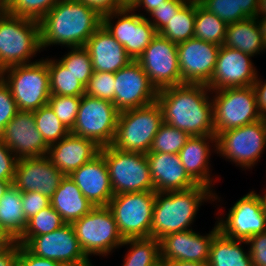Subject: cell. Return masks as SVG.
<instances>
[{
  "instance_id": "1",
  "label": "cell",
  "mask_w": 266,
  "mask_h": 266,
  "mask_svg": "<svg viewBox=\"0 0 266 266\" xmlns=\"http://www.w3.org/2000/svg\"><path fill=\"white\" fill-rule=\"evenodd\" d=\"M163 122L190 136L215 135L211 90L204 84L183 83L158 91Z\"/></svg>"
},
{
  "instance_id": "2",
  "label": "cell",
  "mask_w": 266,
  "mask_h": 266,
  "mask_svg": "<svg viewBox=\"0 0 266 266\" xmlns=\"http://www.w3.org/2000/svg\"><path fill=\"white\" fill-rule=\"evenodd\" d=\"M39 24L41 50L46 54L53 46L58 50L84 47L102 25V16L84 3L59 0Z\"/></svg>"
},
{
  "instance_id": "3",
  "label": "cell",
  "mask_w": 266,
  "mask_h": 266,
  "mask_svg": "<svg viewBox=\"0 0 266 266\" xmlns=\"http://www.w3.org/2000/svg\"><path fill=\"white\" fill-rule=\"evenodd\" d=\"M213 197L214 191L201 184L182 191L156 192L150 237L160 240L171 233L198 228L199 211L207 204L212 206Z\"/></svg>"
},
{
  "instance_id": "4",
  "label": "cell",
  "mask_w": 266,
  "mask_h": 266,
  "mask_svg": "<svg viewBox=\"0 0 266 266\" xmlns=\"http://www.w3.org/2000/svg\"><path fill=\"white\" fill-rule=\"evenodd\" d=\"M257 191L254 187L249 189L248 192L229 204L231 207L224 206L228 202L223 200V195L219 193L221 191L214 192L212 206L213 209L216 208L214 219L223 235L247 241L253 235L266 232V213Z\"/></svg>"
},
{
  "instance_id": "5",
  "label": "cell",
  "mask_w": 266,
  "mask_h": 266,
  "mask_svg": "<svg viewBox=\"0 0 266 266\" xmlns=\"http://www.w3.org/2000/svg\"><path fill=\"white\" fill-rule=\"evenodd\" d=\"M40 24L38 20L0 13V69L39 61ZM38 56V58H37ZM37 58V59H36Z\"/></svg>"
},
{
  "instance_id": "6",
  "label": "cell",
  "mask_w": 266,
  "mask_h": 266,
  "mask_svg": "<svg viewBox=\"0 0 266 266\" xmlns=\"http://www.w3.org/2000/svg\"><path fill=\"white\" fill-rule=\"evenodd\" d=\"M216 149L217 157L252 173L266 153V119L217 134Z\"/></svg>"
},
{
  "instance_id": "7",
  "label": "cell",
  "mask_w": 266,
  "mask_h": 266,
  "mask_svg": "<svg viewBox=\"0 0 266 266\" xmlns=\"http://www.w3.org/2000/svg\"><path fill=\"white\" fill-rule=\"evenodd\" d=\"M79 245L88 259H108L124 242L114 215L108 206L94 207L72 223ZM114 253V254H113Z\"/></svg>"
},
{
  "instance_id": "8",
  "label": "cell",
  "mask_w": 266,
  "mask_h": 266,
  "mask_svg": "<svg viewBox=\"0 0 266 266\" xmlns=\"http://www.w3.org/2000/svg\"><path fill=\"white\" fill-rule=\"evenodd\" d=\"M162 123L163 113L157 101L119 112L111 145L123 151L147 154Z\"/></svg>"
},
{
  "instance_id": "9",
  "label": "cell",
  "mask_w": 266,
  "mask_h": 266,
  "mask_svg": "<svg viewBox=\"0 0 266 266\" xmlns=\"http://www.w3.org/2000/svg\"><path fill=\"white\" fill-rule=\"evenodd\" d=\"M2 79L19 110L34 112L47 105L51 96L50 80L47 63L42 58L31 64L4 69Z\"/></svg>"
},
{
  "instance_id": "10",
  "label": "cell",
  "mask_w": 266,
  "mask_h": 266,
  "mask_svg": "<svg viewBox=\"0 0 266 266\" xmlns=\"http://www.w3.org/2000/svg\"><path fill=\"white\" fill-rule=\"evenodd\" d=\"M107 164L114 195L155 191L145 153L123 151L109 145L100 148Z\"/></svg>"
},
{
  "instance_id": "11",
  "label": "cell",
  "mask_w": 266,
  "mask_h": 266,
  "mask_svg": "<svg viewBox=\"0 0 266 266\" xmlns=\"http://www.w3.org/2000/svg\"><path fill=\"white\" fill-rule=\"evenodd\" d=\"M215 136L262 119L252 86L211 91Z\"/></svg>"
},
{
  "instance_id": "12",
  "label": "cell",
  "mask_w": 266,
  "mask_h": 266,
  "mask_svg": "<svg viewBox=\"0 0 266 266\" xmlns=\"http://www.w3.org/2000/svg\"><path fill=\"white\" fill-rule=\"evenodd\" d=\"M155 191L114 195L108 207L112 211L123 239L149 238Z\"/></svg>"
},
{
  "instance_id": "13",
  "label": "cell",
  "mask_w": 266,
  "mask_h": 266,
  "mask_svg": "<svg viewBox=\"0 0 266 266\" xmlns=\"http://www.w3.org/2000/svg\"><path fill=\"white\" fill-rule=\"evenodd\" d=\"M118 115L114 103L84 94L70 133L91 139L99 147L109 146L115 137Z\"/></svg>"
},
{
  "instance_id": "14",
  "label": "cell",
  "mask_w": 266,
  "mask_h": 266,
  "mask_svg": "<svg viewBox=\"0 0 266 266\" xmlns=\"http://www.w3.org/2000/svg\"><path fill=\"white\" fill-rule=\"evenodd\" d=\"M102 25L124 46L132 60H137L158 34L149 20L131 7L103 15Z\"/></svg>"
},
{
  "instance_id": "15",
  "label": "cell",
  "mask_w": 266,
  "mask_h": 266,
  "mask_svg": "<svg viewBox=\"0 0 266 266\" xmlns=\"http://www.w3.org/2000/svg\"><path fill=\"white\" fill-rule=\"evenodd\" d=\"M137 61L158 91L182 84L177 44L169 39L157 34Z\"/></svg>"
},
{
  "instance_id": "16",
  "label": "cell",
  "mask_w": 266,
  "mask_h": 266,
  "mask_svg": "<svg viewBox=\"0 0 266 266\" xmlns=\"http://www.w3.org/2000/svg\"><path fill=\"white\" fill-rule=\"evenodd\" d=\"M209 231L203 233L197 228L176 232L162 237L160 241L161 261H194L207 264L211 244L219 227L214 221Z\"/></svg>"
},
{
  "instance_id": "17",
  "label": "cell",
  "mask_w": 266,
  "mask_h": 266,
  "mask_svg": "<svg viewBox=\"0 0 266 266\" xmlns=\"http://www.w3.org/2000/svg\"><path fill=\"white\" fill-rule=\"evenodd\" d=\"M254 59L237 49L220 46L214 72L206 86L211 91L252 86L259 72Z\"/></svg>"
},
{
  "instance_id": "18",
  "label": "cell",
  "mask_w": 266,
  "mask_h": 266,
  "mask_svg": "<svg viewBox=\"0 0 266 266\" xmlns=\"http://www.w3.org/2000/svg\"><path fill=\"white\" fill-rule=\"evenodd\" d=\"M114 105L119 112L149 105L157 101L158 90L137 60L114 73Z\"/></svg>"
},
{
  "instance_id": "19",
  "label": "cell",
  "mask_w": 266,
  "mask_h": 266,
  "mask_svg": "<svg viewBox=\"0 0 266 266\" xmlns=\"http://www.w3.org/2000/svg\"><path fill=\"white\" fill-rule=\"evenodd\" d=\"M216 136H190L178 153L188 175L197 183L217 191L215 187L221 183V174L214 172L213 156H216ZM212 156V157H211ZM213 160V161H212ZM213 164H212V163Z\"/></svg>"
},
{
  "instance_id": "20",
  "label": "cell",
  "mask_w": 266,
  "mask_h": 266,
  "mask_svg": "<svg viewBox=\"0 0 266 266\" xmlns=\"http://www.w3.org/2000/svg\"><path fill=\"white\" fill-rule=\"evenodd\" d=\"M220 46L191 38L177 44L178 63L183 83L207 85L214 72Z\"/></svg>"
},
{
  "instance_id": "21",
  "label": "cell",
  "mask_w": 266,
  "mask_h": 266,
  "mask_svg": "<svg viewBox=\"0 0 266 266\" xmlns=\"http://www.w3.org/2000/svg\"><path fill=\"white\" fill-rule=\"evenodd\" d=\"M25 247L35 256L62 263L77 265L89 260L83 253L72 224L39 236H34Z\"/></svg>"
},
{
  "instance_id": "22",
  "label": "cell",
  "mask_w": 266,
  "mask_h": 266,
  "mask_svg": "<svg viewBox=\"0 0 266 266\" xmlns=\"http://www.w3.org/2000/svg\"><path fill=\"white\" fill-rule=\"evenodd\" d=\"M0 138L18 159L48 154L49 146L36 128L32 111L19 110L4 127Z\"/></svg>"
},
{
  "instance_id": "23",
  "label": "cell",
  "mask_w": 266,
  "mask_h": 266,
  "mask_svg": "<svg viewBox=\"0 0 266 266\" xmlns=\"http://www.w3.org/2000/svg\"><path fill=\"white\" fill-rule=\"evenodd\" d=\"M65 175L56 168L47 155L19 158L13 185L21 192H39L51 198Z\"/></svg>"
},
{
  "instance_id": "24",
  "label": "cell",
  "mask_w": 266,
  "mask_h": 266,
  "mask_svg": "<svg viewBox=\"0 0 266 266\" xmlns=\"http://www.w3.org/2000/svg\"><path fill=\"white\" fill-rule=\"evenodd\" d=\"M69 177L94 207L108 206L114 196L107 164L101 153L74 170Z\"/></svg>"
},
{
  "instance_id": "25",
  "label": "cell",
  "mask_w": 266,
  "mask_h": 266,
  "mask_svg": "<svg viewBox=\"0 0 266 266\" xmlns=\"http://www.w3.org/2000/svg\"><path fill=\"white\" fill-rule=\"evenodd\" d=\"M155 192L182 191L198 185L186 172L178 154H146Z\"/></svg>"
},
{
  "instance_id": "26",
  "label": "cell",
  "mask_w": 266,
  "mask_h": 266,
  "mask_svg": "<svg viewBox=\"0 0 266 266\" xmlns=\"http://www.w3.org/2000/svg\"><path fill=\"white\" fill-rule=\"evenodd\" d=\"M93 140L69 133L59 142L49 146L48 154L52 164L65 176L91 161L100 153Z\"/></svg>"
},
{
  "instance_id": "27",
  "label": "cell",
  "mask_w": 266,
  "mask_h": 266,
  "mask_svg": "<svg viewBox=\"0 0 266 266\" xmlns=\"http://www.w3.org/2000/svg\"><path fill=\"white\" fill-rule=\"evenodd\" d=\"M84 48L89 53L94 71L115 73L132 61L124 46L103 25L88 39Z\"/></svg>"
},
{
  "instance_id": "28",
  "label": "cell",
  "mask_w": 266,
  "mask_h": 266,
  "mask_svg": "<svg viewBox=\"0 0 266 266\" xmlns=\"http://www.w3.org/2000/svg\"><path fill=\"white\" fill-rule=\"evenodd\" d=\"M223 46L237 49L254 58L266 54L261 25L256 17L227 25Z\"/></svg>"
},
{
  "instance_id": "29",
  "label": "cell",
  "mask_w": 266,
  "mask_h": 266,
  "mask_svg": "<svg viewBox=\"0 0 266 266\" xmlns=\"http://www.w3.org/2000/svg\"><path fill=\"white\" fill-rule=\"evenodd\" d=\"M50 202L66 224H72L94 208L69 176L61 180Z\"/></svg>"
},
{
  "instance_id": "30",
  "label": "cell",
  "mask_w": 266,
  "mask_h": 266,
  "mask_svg": "<svg viewBox=\"0 0 266 266\" xmlns=\"http://www.w3.org/2000/svg\"><path fill=\"white\" fill-rule=\"evenodd\" d=\"M207 266H253L247 241L219 231L213 238Z\"/></svg>"
},
{
  "instance_id": "31",
  "label": "cell",
  "mask_w": 266,
  "mask_h": 266,
  "mask_svg": "<svg viewBox=\"0 0 266 266\" xmlns=\"http://www.w3.org/2000/svg\"><path fill=\"white\" fill-rule=\"evenodd\" d=\"M22 206V192L11 184L0 200V229L11 240H17L27 225Z\"/></svg>"
},
{
  "instance_id": "32",
  "label": "cell",
  "mask_w": 266,
  "mask_h": 266,
  "mask_svg": "<svg viewBox=\"0 0 266 266\" xmlns=\"http://www.w3.org/2000/svg\"><path fill=\"white\" fill-rule=\"evenodd\" d=\"M124 249L119 266H159L160 241L155 238L125 239L119 251Z\"/></svg>"
},
{
  "instance_id": "33",
  "label": "cell",
  "mask_w": 266,
  "mask_h": 266,
  "mask_svg": "<svg viewBox=\"0 0 266 266\" xmlns=\"http://www.w3.org/2000/svg\"><path fill=\"white\" fill-rule=\"evenodd\" d=\"M41 58L47 63L51 94L76 97L85 94V86L54 55H42Z\"/></svg>"
},
{
  "instance_id": "34",
  "label": "cell",
  "mask_w": 266,
  "mask_h": 266,
  "mask_svg": "<svg viewBox=\"0 0 266 266\" xmlns=\"http://www.w3.org/2000/svg\"><path fill=\"white\" fill-rule=\"evenodd\" d=\"M196 3L188 1L158 34L178 44L194 38Z\"/></svg>"
},
{
  "instance_id": "35",
  "label": "cell",
  "mask_w": 266,
  "mask_h": 266,
  "mask_svg": "<svg viewBox=\"0 0 266 266\" xmlns=\"http://www.w3.org/2000/svg\"><path fill=\"white\" fill-rule=\"evenodd\" d=\"M226 28L223 20L196 3L194 38L222 46Z\"/></svg>"
},
{
  "instance_id": "36",
  "label": "cell",
  "mask_w": 266,
  "mask_h": 266,
  "mask_svg": "<svg viewBox=\"0 0 266 266\" xmlns=\"http://www.w3.org/2000/svg\"><path fill=\"white\" fill-rule=\"evenodd\" d=\"M64 224L61 215L50 205L27 220L23 234L16 241L25 246L34 236L53 232Z\"/></svg>"
},
{
  "instance_id": "37",
  "label": "cell",
  "mask_w": 266,
  "mask_h": 266,
  "mask_svg": "<svg viewBox=\"0 0 266 266\" xmlns=\"http://www.w3.org/2000/svg\"><path fill=\"white\" fill-rule=\"evenodd\" d=\"M64 49L66 50L65 52L59 51L63 55L57 52V55L55 54L54 56L86 87L94 72L88 51L84 47Z\"/></svg>"
},
{
  "instance_id": "38",
  "label": "cell",
  "mask_w": 266,
  "mask_h": 266,
  "mask_svg": "<svg viewBox=\"0 0 266 266\" xmlns=\"http://www.w3.org/2000/svg\"><path fill=\"white\" fill-rule=\"evenodd\" d=\"M33 113L36 128L48 146L59 142L70 133L48 104Z\"/></svg>"
},
{
  "instance_id": "39",
  "label": "cell",
  "mask_w": 266,
  "mask_h": 266,
  "mask_svg": "<svg viewBox=\"0 0 266 266\" xmlns=\"http://www.w3.org/2000/svg\"><path fill=\"white\" fill-rule=\"evenodd\" d=\"M190 135L163 122L156 133L149 152L178 154Z\"/></svg>"
},
{
  "instance_id": "40",
  "label": "cell",
  "mask_w": 266,
  "mask_h": 266,
  "mask_svg": "<svg viewBox=\"0 0 266 266\" xmlns=\"http://www.w3.org/2000/svg\"><path fill=\"white\" fill-rule=\"evenodd\" d=\"M59 0H4L3 10L11 15L40 21Z\"/></svg>"
},
{
  "instance_id": "41",
  "label": "cell",
  "mask_w": 266,
  "mask_h": 266,
  "mask_svg": "<svg viewBox=\"0 0 266 266\" xmlns=\"http://www.w3.org/2000/svg\"><path fill=\"white\" fill-rule=\"evenodd\" d=\"M80 102L81 97L51 94L47 104L63 125L71 131L76 122Z\"/></svg>"
},
{
  "instance_id": "42",
  "label": "cell",
  "mask_w": 266,
  "mask_h": 266,
  "mask_svg": "<svg viewBox=\"0 0 266 266\" xmlns=\"http://www.w3.org/2000/svg\"><path fill=\"white\" fill-rule=\"evenodd\" d=\"M115 84L114 73L94 71L85 87V94L114 103Z\"/></svg>"
},
{
  "instance_id": "43",
  "label": "cell",
  "mask_w": 266,
  "mask_h": 266,
  "mask_svg": "<svg viewBox=\"0 0 266 266\" xmlns=\"http://www.w3.org/2000/svg\"><path fill=\"white\" fill-rule=\"evenodd\" d=\"M200 5L227 25L249 18L242 10H238L235 0H203Z\"/></svg>"
},
{
  "instance_id": "44",
  "label": "cell",
  "mask_w": 266,
  "mask_h": 266,
  "mask_svg": "<svg viewBox=\"0 0 266 266\" xmlns=\"http://www.w3.org/2000/svg\"><path fill=\"white\" fill-rule=\"evenodd\" d=\"M187 2V0H167L165 4H161L146 18L155 27L156 31L159 32Z\"/></svg>"
},
{
  "instance_id": "45",
  "label": "cell",
  "mask_w": 266,
  "mask_h": 266,
  "mask_svg": "<svg viewBox=\"0 0 266 266\" xmlns=\"http://www.w3.org/2000/svg\"><path fill=\"white\" fill-rule=\"evenodd\" d=\"M18 111L9 87L0 79V133Z\"/></svg>"
},
{
  "instance_id": "46",
  "label": "cell",
  "mask_w": 266,
  "mask_h": 266,
  "mask_svg": "<svg viewBox=\"0 0 266 266\" xmlns=\"http://www.w3.org/2000/svg\"><path fill=\"white\" fill-rule=\"evenodd\" d=\"M22 209L28 220L42 209L51 205L50 198L39 192H22Z\"/></svg>"
},
{
  "instance_id": "47",
  "label": "cell",
  "mask_w": 266,
  "mask_h": 266,
  "mask_svg": "<svg viewBox=\"0 0 266 266\" xmlns=\"http://www.w3.org/2000/svg\"><path fill=\"white\" fill-rule=\"evenodd\" d=\"M247 244L253 266H266V232L253 235Z\"/></svg>"
},
{
  "instance_id": "48",
  "label": "cell",
  "mask_w": 266,
  "mask_h": 266,
  "mask_svg": "<svg viewBox=\"0 0 266 266\" xmlns=\"http://www.w3.org/2000/svg\"><path fill=\"white\" fill-rule=\"evenodd\" d=\"M18 158L0 138V180L13 181Z\"/></svg>"
},
{
  "instance_id": "49",
  "label": "cell",
  "mask_w": 266,
  "mask_h": 266,
  "mask_svg": "<svg viewBox=\"0 0 266 266\" xmlns=\"http://www.w3.org/2000/svg\"><path fill=\"white\" fill-rule=\"evenodd\" d=\"M17 266H64L54 260L41 258L32 254L24 245L20 244Z\"/></svg>"
},
{
  "instance_id": "50",
  "label": "cell",
  "mask_w": 266,
  "mask_h": 266,
  "mask_svg": "<svg viewBox=\"0 0 266 266\" xmlns=\"http://www.w3.org/2000/svg\"><path fill=\"white\" fill-rule=\"evenodd\" d=\"M96 10L101 16L122 10L126 6L120 0H75Z\"/></svg>"
},
{
  "instance_id": "51",
  "label": "cell",
  "mask_w": 266,
  "mask_h": 266,
  "mask_svg": "<svg viewBox=\"0 0 266 266\" xmlns=\"http://www.w3.org/2000/svg\"><path fill=\"white\" fill-rule=\"evenodd\" d=\"M252 87L256 94L259 114L263 119H266V79L263 75L261 76L260 71Z\"/></svg>"
},
{
  "instance_id": "52",
  "label": "cell",
  "mask_w": 266,
  "mask_h": 266,
  "mask_svg": "<svg viewBox=\"0 0 266 266\" xmlns=\"http://www.w3.org/2000/svg\"><path fill=\"white\" fill-rule=\"evenodd\" d=\"M20 243L11 240L6 246L0 249V266H17Z\"/></svg>"
},
{
  "instance_id": "53",
  "label": "cell",
  "mask_w": 266,
  "mask_h": 266,
  "mask_svg": "<svg viewBox=\"0 0 266 266\" xmlns=\"http://www.w3.org/2000/svg\"><path fill=\"white\" fill-rule=\"evenodd\" d=\"M167 0H136L131 8L143 17H147L153 10L165 4Z\"/></svg>"
},
{
  "instance_id": "54",
  "label": "cell",
  "mask_w": 266,
  "mask_h": 266,
  "mask_svg": "<svg viewBox=\"0 0 266 266\" xmlns=\"http://www.w3.org/2000/svg\"><path fill=\"white\" fill-rule=\"evenodd\" d=\"M238 10H242L248 17H256L259 0H235Z\"/></svg>"
},
{
  "instance_id": "55",
  "label": "cell",
  "mask_w": 266,
  "mask_h": 266,
  "mask_svg": "<svg viewBox=\"0 0 266 266\" xmlns=\"http://www.w3.org/2000/svg\"><path fill=\"white\" fill-rule=\"evenodd\" d=\"M160 266H207V264L194 261H161Z\"/></svg>"
},
{
  "instance_id": "56",
  "label": "cell",
  "mask_w": 266,
  "mask_h": 266,
  "mask_svg": "<svg viewBox=\"0 0 266 266\" xmlns=\"http://www.w3.org/2000/svg\"><path fill=\"white\" fill-rule=\"evenodd\" d=\"M264 16H266V0H259L256 18L261 19Z\"/></svg>"
},
{
  "instance_id": "57",
  "label": "cell",
  "mask_w": 266,
  "mask_h": 266,
  "mask_svg": "<svg viewBox=\"0 0 266 266\" xmlns=\"http://www.w3.org/2000/svg\"><path fill=\"white\" fill-rule=\"evenodd\" d=\"M13 183V181H2L0 180V200L2 199L5 191L9 188V186Z\"/></svg>"
},
{
  "instance_id": "58",
  "label": "cell",
  "mask_w": 266,
  "mask_h": 266,
  "mask_svg": "<svg viewBox=\"0 0 266 266\" xmlns=\"http://www.w3.org/2000/svg\"><path fill=\"white\" fill-rule=\"evenodd\" d=\"M11 239L0 229V249L6 246Z\"/></svg>"
},
{
  "instance_id": "59",
  "label": "cell",
  "mask_w": 266,
  "mask_h": 266,
  "mask_svg": "<svg viewBox=\"0 0 266 266\" xmlns=\"http://www.w3.org/2000/svg\"><path fill=\"white\" fill-rule=\"evenodd\" d=\"M258 21L261 25L263 40L266 47V16L262 17L261 19H258Z\"/></svg>"
},
{
  "instance_id": "60",
  "label": "cell",
  "mask_w": 266,
  "mask_h": 266,
  "mask_svg": "<svg viewBox=\"0 0 266 266\" xmlns=\"http://www.w3.org/2000/svg\"><path fill=\"white\" fill-rule=\"evenodd\" d=\"M266 184L263 185V187H261L262 189H260V191L258 192L261 200H262V203H263V208H264V211L266 213Z\"/></svg>"
},
{
  "instance_id": "61",
  "label": "cell",
  "mask_w": 266,
  "mask_h": 266,
  "mask_svg": "<svg viewBox=\"0 0 266 266\" xmlns=\"http://www.w3.org/2000/svg\"><path fill=\"white\" fill-rule=\"evenodd\" d=\"M94 260H95V259L93 258V259H89V260H87V261L84 262V263L77 264V265H70V266H96L95 263H97V262H95Z\"/></svg>"
},
{
  "instance_id": "62",
  "label": "cell",
  "mask_w": 266,
  "mask_h": 266,
  "mask_svg": "<svg viewBox=\"0 0 266 266\" xmlns=\"http://www.w3.org/2000/svg\"><path fill=\"white\" fill-rule=\"evenodd\" d=\"M126 7H131L136 0H120Z\"/></svg>"
},
{
  "instance_id": "63",
  "label": "cell",
  "mask_w": 266,
  "mask_h": 266,
  "mask_svg": "<svg viewBox=\"0 0 266 266\" xmlns=\"http://www.w3.org/2000/svg\"><path fill=\"white\" fill-rule=\"evenodd\" d=\"M187 1H191V2H195L197 4H200L203 0H187Z\"/></svg>"
},
{
  "instance_id": "64",
  "label": "cell",
  "mask_w": 266,
  "mask_h": 266,
  "mask_svg": "<svg viewBox=\"0 0 266 266\" xmlns=\"http://www.w3.org/2000/svg\"><path fill=\"white\" fill-rule=\"evenodd\" d=\"M3 10V3H0V13L2 12Z\"/></svg>"
},
{
  "instance_id": "65",
  "label": "cell",
  "mask_w": 266,
  "mask_h": 266,
  "mask_svg": "<svg viewBox=\"0 0 266 266\" xmlns=\"http://www.w3.org/2000/svg\"><path fill=\"white\" fill-rule=\"evenodd\" d=\"M0 79H2V70L0 69Z\"/></svg>"
}]
</instances>
